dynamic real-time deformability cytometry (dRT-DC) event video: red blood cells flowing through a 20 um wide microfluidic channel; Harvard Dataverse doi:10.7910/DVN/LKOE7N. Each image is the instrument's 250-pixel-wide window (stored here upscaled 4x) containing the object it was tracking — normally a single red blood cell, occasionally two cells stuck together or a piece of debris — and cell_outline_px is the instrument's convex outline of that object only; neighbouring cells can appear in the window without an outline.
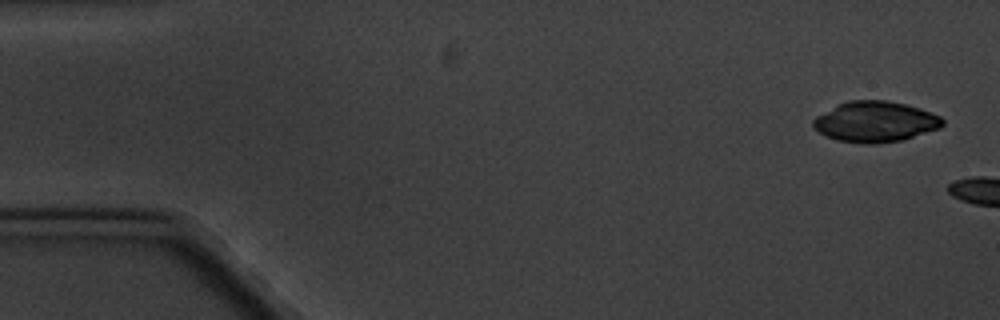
{"species": "common noctule bat (a hibernating species)", "species_latin": "Nyctalus noctula", "temperature_condition": "cold", "stored_images_in_passage": 6, "camera_frame_rate_fps": 3000, "um_per_image_px": 0.085, "animal": {"sex": "male", "body_mass_g": 20.1, "forearm_length_mm": 53.5}, "frame": {"image": 1, "passage_image": 1, "time_ms": 0.0, "image_size_px": [1000, 320], "cell_outline_px": [[944, 124], [940, 128], [900, 140], [872, 144], [860, 144], [836, 140], [812, 128], [812, 120], [816, 116], [836, 104], [848, 100], [884, 100], [904, 104], [920, 108], [932, 112], [940, 116], [944, 120]], "centroid_in_image_um": [74.36, 10.34], "position_along_channel_um": 10.6, "area_um2": 30.75}}
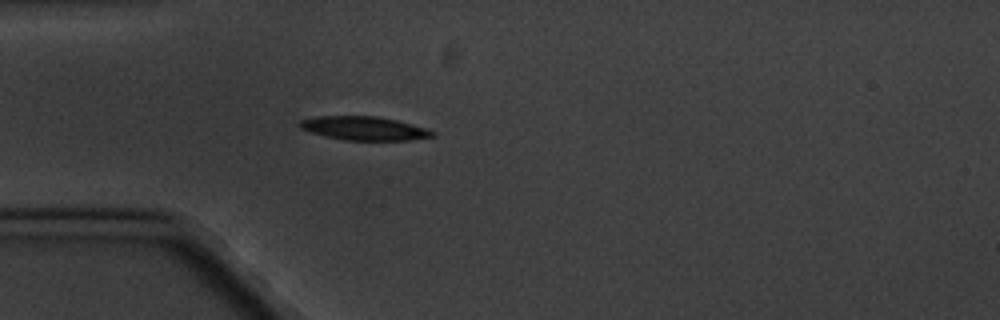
{"frame": {"image": 2, "passage_image": 6, "time_ms": 6.667, "image_size_px": [1000, 320], "cell_outline_px": [[436, 136], [412, 140], [344, 140], [324, 136], [300, 128], [296, 124], [300, 120], [316, 116], [376, 116], [396, 120], [424, 128], [436, 132]], "centroid_in_image_um": [30.92, 10.91], "position_along_channel_um": 54.1, "area_um2": 18.32}}